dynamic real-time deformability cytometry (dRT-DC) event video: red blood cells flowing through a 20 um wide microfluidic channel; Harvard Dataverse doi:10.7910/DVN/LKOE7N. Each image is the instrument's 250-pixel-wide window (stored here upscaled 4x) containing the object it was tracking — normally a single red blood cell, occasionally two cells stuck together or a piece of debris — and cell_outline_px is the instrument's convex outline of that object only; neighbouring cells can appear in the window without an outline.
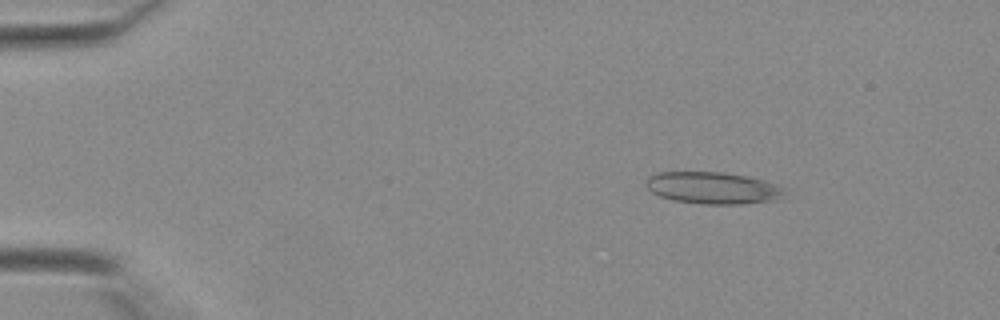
{"species": "Egyptian fruit bat (a non-hibernating species)", "species_latin": "Rousettus aegyptiacus", "temperature_condition": "warm", "stored_images_in_passage": 42, "camera_frame_rate_fps": 3000, "um_per_image_px": 0.085, "animal": {"sex": "female"}, "frame": {"image": 1, "passage_image": 7, "time_ms": 2.0, "image_size_px": [1000, 320], "cell_outline_px": [[784, 200], [740, 204], [704, 204], [676, 200], [660, 196], [652, 192], [644, 184], [648, 176], [656, 172], [724, 172], [744, 176], [760, 180], [784, 188]], "centroid_in_image_um": [60.59, 15.98], "position_along_channel_um": 24.4, "area_um2": 25.72}}
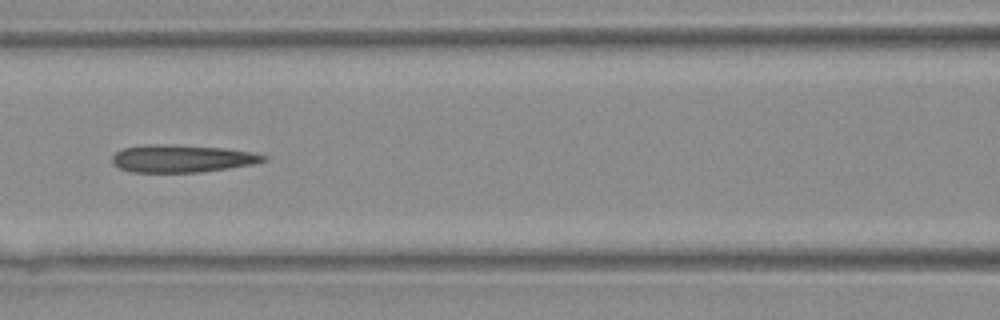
{"frame": {"image": 2, "passage_image": 20, "time_ms": 6.333, "image_size_px": [1000, 320], "cell_outline_px": [[268, 160], [256, 164], [200, 172], [132, 172], [120, 168], [112, 164], [112, 156], [120, 148], [144, 144], [160, 144], [224, 148], [252, 152], [268, 156]], "centroid_in_image_um": [15.46, 13.47], "position_along_channel_um": 151.1, "area_um2": 24.45}}
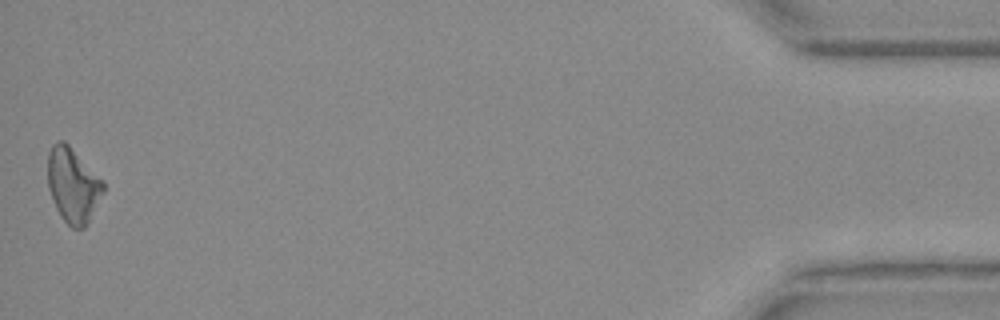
{"frame": {"image": 3, "passage_image": 42, "time_ms": 13.667, "image_size_px": [1000, 320], "cell_outline_px": [[104, 192], [88, 224], [84, 228], [72, 228], [60, 216], [56, 208], [48, 188], [48, 152], [52, 144], [56, 140], [64, 140], [68, 144], [104, 184]], "centroid_in_image_um": [6.17, 15.76], "position_along_channel_um": 429.0, "area_um2": 23.93}}